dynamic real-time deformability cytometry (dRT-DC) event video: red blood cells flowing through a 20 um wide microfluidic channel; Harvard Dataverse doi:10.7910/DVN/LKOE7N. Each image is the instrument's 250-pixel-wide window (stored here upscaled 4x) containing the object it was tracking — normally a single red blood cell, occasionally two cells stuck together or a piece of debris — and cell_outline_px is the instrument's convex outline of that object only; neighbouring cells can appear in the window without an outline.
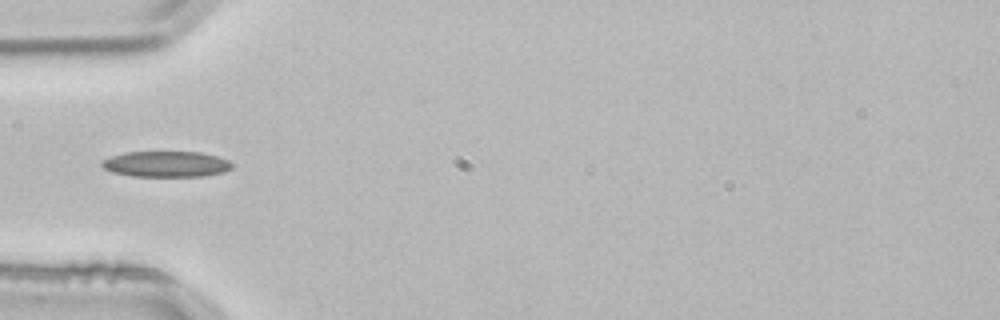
{"species": "common noctule bat (a hibernating species)", "species_latin": "Nyctalus noctula", "temperature_condition": "room temperature", "stored_images_in_passage": 4, "camera_frame_rate_fps": 3000, "um_per_image_px": 0.085, "animal": {"sex": "male", "body_mass_g": 21.5, "forearm_length_mm": 52.0}, "frame": {"image": 1, "passage_image": 4, "time_ms": 1.0, "image_size_px": [1000, 320], "cell_outline_px": [[236, 164], [232, 168], [224, 172], [204, 176], [132, 176], [112, 172], [104, 168], [100, 164], [100, 160], [108, 156], [124, 152], [200, 152], [220, 156]], "centroid_in_image_um": [14.13, 13.94], "position_along_channel_um": 70.9, "area_um2": 19.94}}